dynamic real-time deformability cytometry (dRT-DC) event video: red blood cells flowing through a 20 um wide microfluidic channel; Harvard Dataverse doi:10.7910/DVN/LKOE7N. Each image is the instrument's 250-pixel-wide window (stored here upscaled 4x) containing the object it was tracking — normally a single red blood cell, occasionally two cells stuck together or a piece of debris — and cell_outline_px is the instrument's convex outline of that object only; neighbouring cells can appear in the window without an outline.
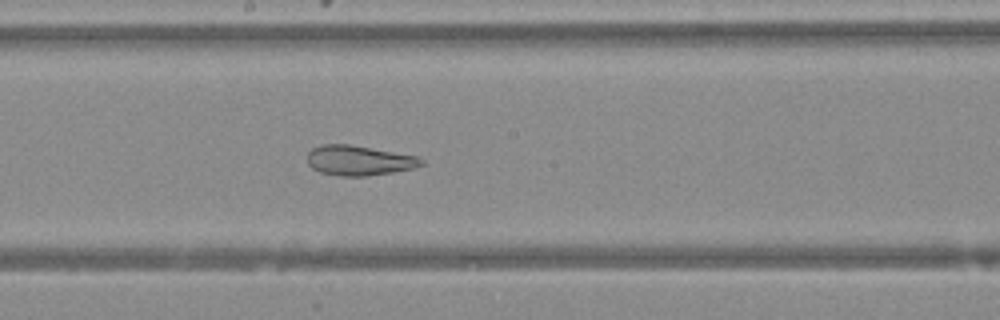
{"species": "Egyptian fruit bat (a non-hibernating species)", "species_latin": "Rousettus aegyptiacus", "temperature_condition": "warm", "stored_images_in_passage": 39, "camera_frame_rate_fps": 3000, "um_per_image_px": 0.085, "animal": {"sex": "female"}, "frame": {"image": 1, "passage_image": 27, "time_ms": 8.667, "image_size_px": [1000, 320], "cell_outline_px": [[424, 164], [416, 168], [368, 176], [340, 176], [320, 172], [312, 168], [308, 164], [308, 152], [312, 148], [320, 144], [348, 144], [420, 156], [424, 160]], "centroid_in_image_um": [30.54, 13.64], "position_along_channel_um": 217.7, "area_um2": 20.11}}
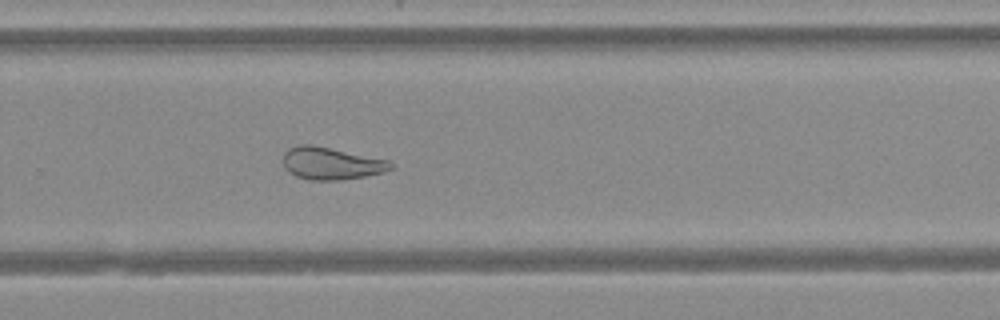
{"frame": {"image": 2, "passage_image": 33, "time_ms": 10.667, "image_size_px": [1000, 320], "cell_outline_px": [[396, 168], [364, 176], [340, 180], [312, 180], [296, 176], [288, 172], [284, 168], [284, 152], [288, 148], [300, 144], [312, 144], [392, 160]], "centroid_in_image_um": [28.18, 13.87], "position_along_channel_um": 301.6, "area_um2": 20.52}}
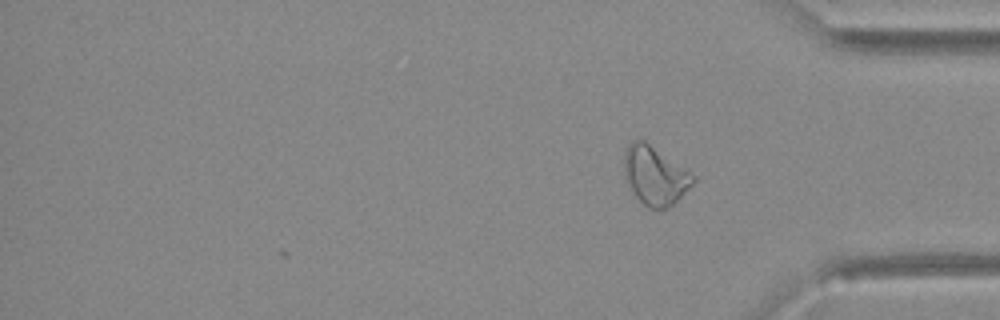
{"frame": {"image": 3, "passage_image": 39, "time_ms": 12.667, "image_size_px": [1000, 320], "cell_outline_px": [[696, 180], [668, 208], [648, 208], [636, 196], [624, 176], [624, 152], [628, 144], [632, 140], [644, 140], [696, 176]], "centroid_in_image_um": [55.65, 14.9], "position_along_channel_um": 379.6, "area_um2": 23.06}}